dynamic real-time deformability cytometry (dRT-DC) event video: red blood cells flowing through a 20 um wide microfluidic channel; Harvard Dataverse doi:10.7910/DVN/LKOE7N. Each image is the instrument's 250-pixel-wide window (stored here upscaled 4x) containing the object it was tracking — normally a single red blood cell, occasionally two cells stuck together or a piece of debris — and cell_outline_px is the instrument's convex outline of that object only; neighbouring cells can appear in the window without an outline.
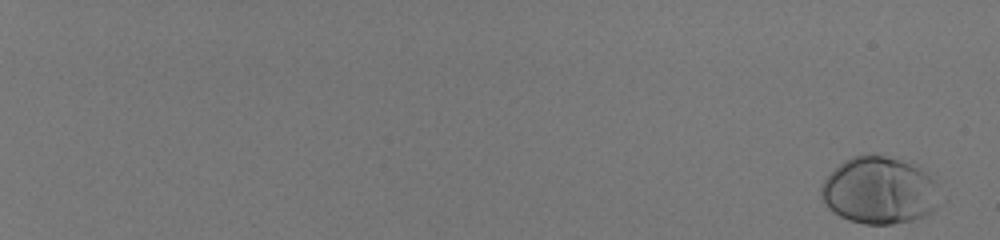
{"species": "human", "species_latin": "Homo sapiens", "temperature_condition": "room temperature", "stored_images_in_passage": 59, "camera_frame_rate_fps": 3000, "um_per_image_px": 0.085, "donor": {"sex": "male"}, "frame": {"image": 1, "passage_image": 2, "time_ms": 0.333, "image_size_px": [1000, 240], "cell_outline_px": [[932, 212], [912, 220], [892, 224], [864, 224], [848, 220], [832, 212], [828, 208], [820, 192], [820, 188], [824, 180], [844, 160], [852, 156], [884, 156], [900, 160], [920, 168], [932, 180]], "centroid_in_image_um": [74.61, 16.21], "position_along_channel_um": 10.4, "area_um2": 44.74}}
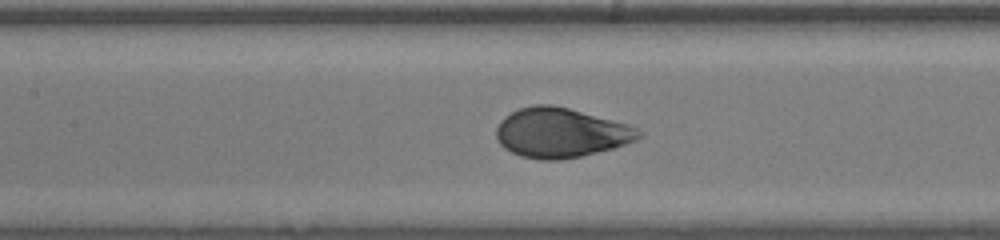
{"frame": {"image": 2, "passage_image": 35, "time_ms": 11.333, "image_size_px": [1000, 240], "cell_outline_px": [[640, 136], [636, 140], [612, 148], [580, 156], [560, 160], [540, 160], [520, 156], [504, 148], [496, 140], [496, 128], [500, 120], [504, 116], [520, 108], [532, 104], [552, 104], [568, 108], [628, 124], [636, 128], [640, 132]], "centroid_in_image_um": [47.6, 11.28], "position_along_channel_um": 159.8, "area_um2": 41.04}}
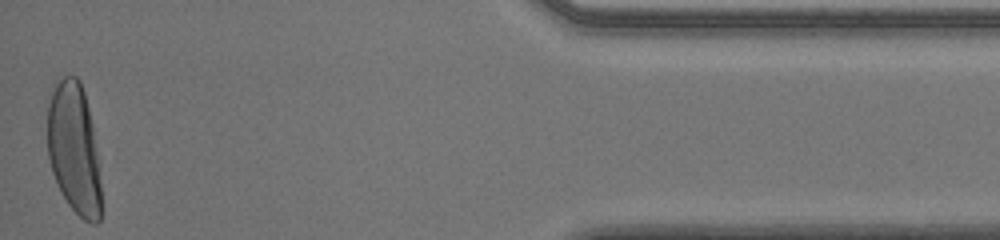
{"frame": {"image": 3, "passage_image": 59, "time_ms": 19.333, "image_size_px": [1000, 240], "cell_outline_px": [[100, 220], [96, 224], [92, 224], [84, 220], [68, 204], [60, 192], [52, 172], [48, 156], [48, 104], [52, 84], [56, 80], [64, 76], [76, 76], [80, 80], [84, 92], [92, 124], [100, 184]], "centroid_in_image_um": [6.26, 12.61], "position_along_channel_um": 428.9, "area_um2": 40.86}, "authors_computed_cell_mechanics": {"area_um2": 41.6738, "velocity_mm_per_s": 3.9908, "shape_relaxation_time_tau1_ms": 3.6124, "shape_relaxation_time_tau2_ms": null, "deformation_change_tau1": 0.194, "deformation_change_tau2": null}}